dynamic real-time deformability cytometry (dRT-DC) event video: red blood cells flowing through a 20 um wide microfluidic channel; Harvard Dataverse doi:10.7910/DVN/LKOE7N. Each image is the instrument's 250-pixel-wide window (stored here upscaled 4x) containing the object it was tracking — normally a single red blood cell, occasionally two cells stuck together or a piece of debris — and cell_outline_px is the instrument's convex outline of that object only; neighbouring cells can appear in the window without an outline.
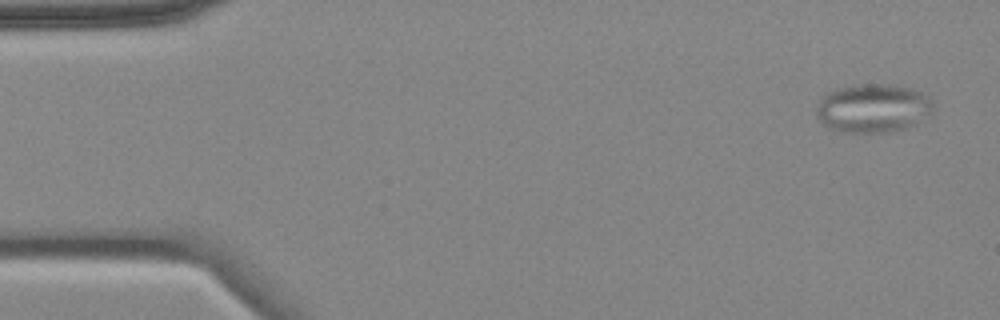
{"species": "common noctule bat (a hibernating species)", "species_latin": "Nyctalus noctula", "temperature_condition": "cold", "stored_images_in_passage": 13, "camera_frame_rate_fps": 3000, "um_per_image_px": 0.085, "animal": {"sex": "female", "body_mass_g": 18.4}, "frame": {"image": 1, "passage_image": 1, "time_ms": 0.0, "image_size_px": [1000, 320], "cell_outline_px": [[936, 104], [932, 112], [916, 124], [908, 128], [892, 132], [840, 132], [828, 128], [816, 116], [816, 104], [828, 92], [836, 88], [860, 84], [892, 84], [912, 88], [928, 96]], "centroid_in_image_um": [74.23, 9.2], "position_along_channel_um": 10.8, "area_um2": 33.64}}